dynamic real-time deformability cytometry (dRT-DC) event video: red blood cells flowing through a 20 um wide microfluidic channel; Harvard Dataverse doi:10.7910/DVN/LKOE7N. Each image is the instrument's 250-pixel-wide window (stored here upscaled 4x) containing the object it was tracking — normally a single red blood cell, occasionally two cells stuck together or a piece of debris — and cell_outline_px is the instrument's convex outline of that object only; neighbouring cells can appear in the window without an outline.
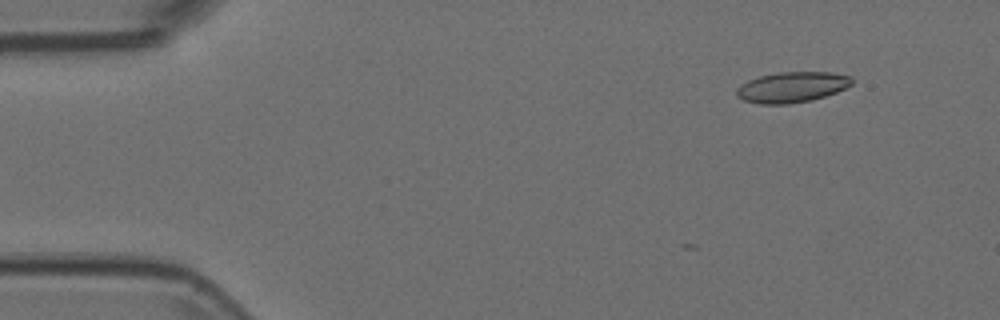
{"species": "Egyptian fruit bat (a non-hibernating species)", "species_latin": "Rousettus aegyptiacus", "temperature_condition": "room temperature", "stored_images_in_passage": 2, "camera_frame_rate_fps": 3000, "um_per_image_px": 0.085, "animal": {"sex": "female"}, "frame": {"image": 1, "passage_image": 2, "time_ms": 0.333, "image_size_px": [1000, 320], "cell_outline_px": [[852, 84], [836, 92], [812, 100], [788, 104], [760, 104], [744, 100], [736, 96], [736, 88], [740, 84], [748, 80], [760, 76], [776, 72], [832, 72], [852, 76]], "centroid_in_image_um": [67.29, 7.4], "position_along_channel_um": 17.7, "area_um2": 20.63}}